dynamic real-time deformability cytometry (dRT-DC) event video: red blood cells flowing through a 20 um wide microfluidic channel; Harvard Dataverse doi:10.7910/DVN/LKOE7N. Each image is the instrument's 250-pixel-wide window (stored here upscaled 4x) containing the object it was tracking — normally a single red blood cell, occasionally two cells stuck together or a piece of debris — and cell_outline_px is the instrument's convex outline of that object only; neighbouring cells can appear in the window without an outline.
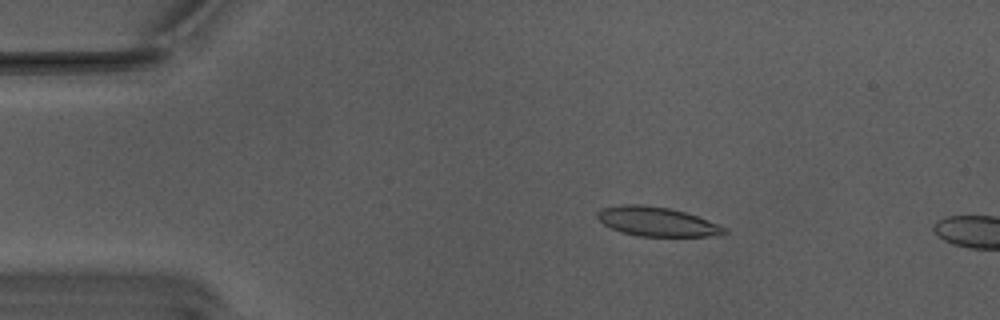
{"species": "Egyptian fruit bat (a non-hibernating species)", "species_latin": "Rousettus aegyptiacus", "temperature_condition": "warm", "stored_images_in_passage": 12, "camera_frame_rate_fps": 3000, "um_per_image_px": 0.085, "animal": {"sex": "male"}, "frame": {"image": 1, "passage_image": 9, "time_ms": 2.667, "image_size_px": [1000, 320], "cell_outline_px": [[728, 232], [724, 236], [636, 236], [612, 228], [604, 224], [596, 216], [596, 212], [600, 208], [624, 204], [640, 204], [668, 208], [684, 212], [708, 220], [728, 228]], "centroid_in_image_um": [55.87, 18.84], "position_along_channel_um": 29.1, "area_um2": 21.68}}